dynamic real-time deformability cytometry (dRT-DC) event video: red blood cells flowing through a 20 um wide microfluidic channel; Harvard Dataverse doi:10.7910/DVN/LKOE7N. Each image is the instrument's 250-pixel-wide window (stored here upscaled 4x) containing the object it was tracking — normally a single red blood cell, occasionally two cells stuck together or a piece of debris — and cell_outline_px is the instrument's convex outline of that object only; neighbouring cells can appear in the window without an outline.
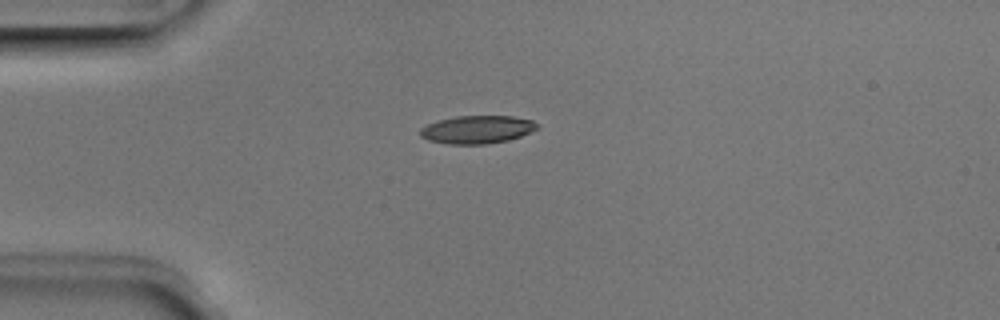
{"species": "Egyptian fruit bat (a non-hibernating species)", "species_latin": "Rousettus aegyptiacus", "temperature_condition": "room temperature", "stored_images_in_passage": 1, "camera_frame_rate_fps": 3000, "um_per_image_px": 0.085, "animal": {"sex": "male"}, "frame": {"image": 1, "passage_image": 1, "time_ms": 0.0, "image_size_px": [1000, 320], "cell_outline_px": [[540, 128], [532, 132], [508, 140], [488, 144], [448, 144], [428, 140], [420, 136], [420, 128], [428, 124], [440, 120], [456, 116], [512, 116], [532, 120]], "centroid_in_image_um": [40.57, 11.01], "position_along_channel_um": 44.4, "area_um2": 19.07}}